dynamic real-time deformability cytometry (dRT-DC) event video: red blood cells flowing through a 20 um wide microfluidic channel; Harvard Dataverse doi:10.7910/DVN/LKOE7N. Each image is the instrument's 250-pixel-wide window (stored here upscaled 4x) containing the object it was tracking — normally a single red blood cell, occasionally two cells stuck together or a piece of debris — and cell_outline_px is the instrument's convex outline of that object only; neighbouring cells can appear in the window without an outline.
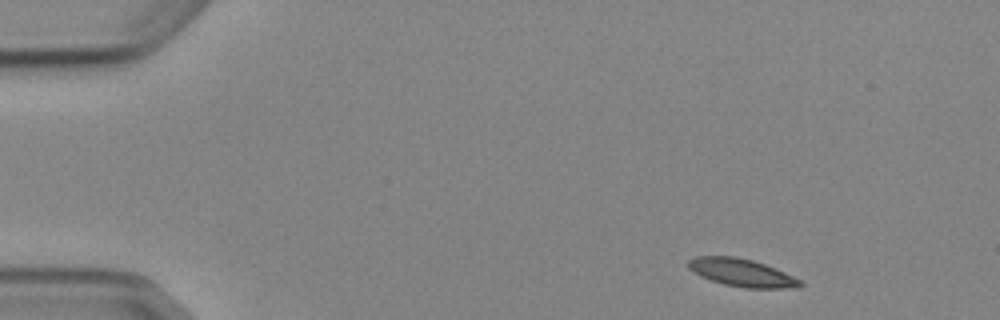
{"species": "Egyptian fruit bat (a non-hibernating species)", "species_latin": "Rousettus aegyptiacus", "temperature_condition": "cold", "stored_images_in_passage": 4, "camera_frame_rate_fps": 3000, "um_per_image_px": 0.085, "animal": {"sex": "female"}, "frame": {"image": 1, "passage_image": 1, "time_ms": 0.0, "image_size_px": [1000, 320], "cell_outline_px": [[804, 284], [784, 288], [744, 288], [724, 284], [700, 276], [688, 268], [688, 260], [696, 256], [736, 256], [752, 260], [764, 264], [784, 272], [800, 280]], "centroid_in_image_um": [62.99, 23.16], "position_along_channel_um": 22.0, "area_um2": 17.8}}
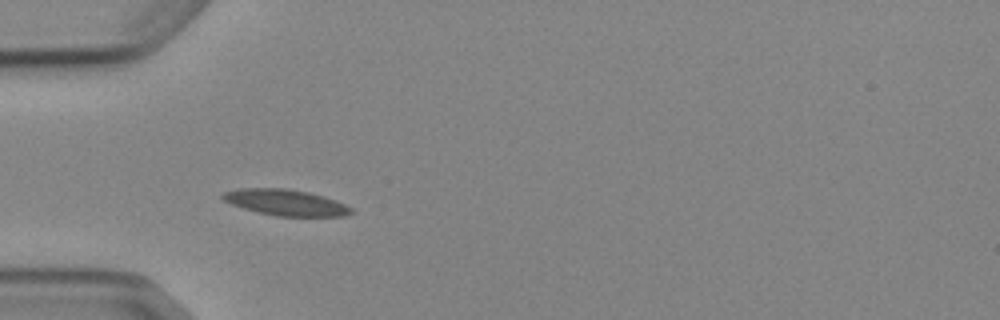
{"frame": {"image": 2, "passage_image": 4, "time_ms": 3.333, "image_size_px": [1000, 320], "cell_outline_px": [[352, 212], [344, 216], [276, 216], [244, 208], [232, 204], [224, 200], [220, 196], [224, 192], [236, 188], [288, 188], [308, 192], [324, 196], [336, 200], [352, 208]], "centroid_in_image_um": [24.28, 17.2], "position_along_channel_um": 60.7, "area_um2": 19.42}}